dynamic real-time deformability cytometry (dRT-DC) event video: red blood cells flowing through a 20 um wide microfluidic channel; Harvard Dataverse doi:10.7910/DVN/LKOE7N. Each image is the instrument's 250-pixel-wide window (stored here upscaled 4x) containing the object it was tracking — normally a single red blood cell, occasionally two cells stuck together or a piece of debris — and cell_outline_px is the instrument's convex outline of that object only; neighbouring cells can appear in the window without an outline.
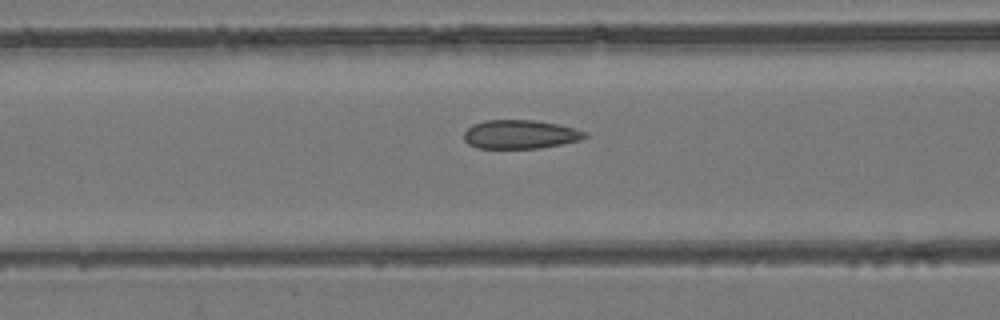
{"species": "common noctule bat (a hibernating species)", "species_latin": "Nyctalus noctula", "temperature_condition": "room temperature", "stored_images_in_passage": 33, "camera_frame_rate_fps": 3000, "um_per_image_px": 0.085, "animal": {"sex": "female", "body_mass_g": 24.6, "forearm_length_mm": 56.2}, "frame": {"image": 1, "passage_image": 18, "time_ms": 5.667, "image_size_px": [1000, 320], "cell_outline_px": [[588, 136], [580, 140], [540, 148], [476, 148], [468, 144], [464, 140], [464, 132], [472, 124], [484, 120], [536, 120], [560, 124], [576, 128], [588, 132]], "centroid_in_image_um": [44.23, 11.41], "position_along_channel_um": 122.4, "area_um2": 20.52}}
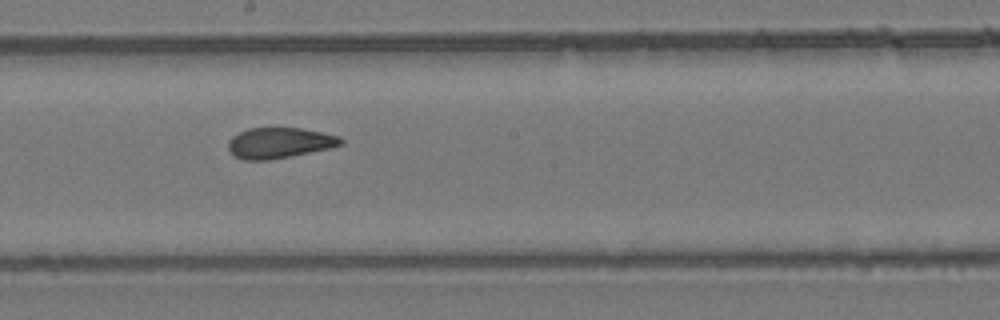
{"frame": {"image": 2, "passage_image": 26, "time_ms": 8.333, "image_size_px": [1000, 320], "cell_outline_px": [[344, 144], [328, 148], [292, 156], [268, 160], [244, 160], [236, 156], [228, 148], [228, 140], [232, 136], [248, 128], [300, 128], [340, 136], [344, 140]], "centroid_in_image_um": [23.75, 12.14], "position_along_channel_um": 224.4, "area_um2": 20.0}}
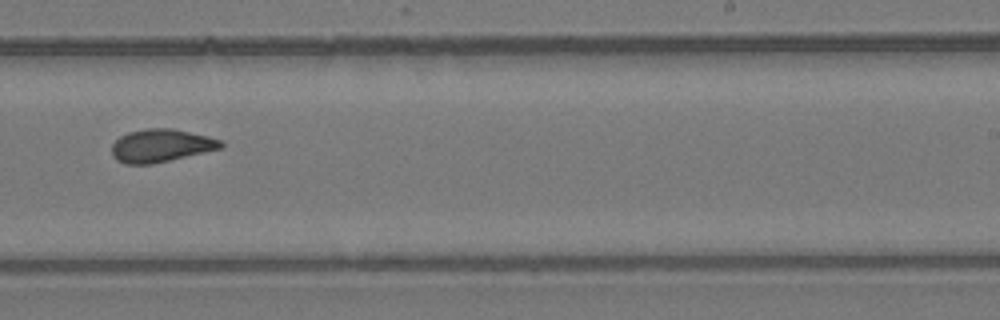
{"frame": {"image": 3, "passage_image": 30, "time_ms": 9.667, "image_size_px": [1000, 320], "cell_outline_px": [[224, 144], [220, 148], [152, 164], [124, 164], [116, 160], [112, 156], [112, 144], [120, 136], [128, 132], [148, 128], [172, 128], [208, 136], [220, 140]], "centroid_in_image_um": [13.63, 12.37], "position_along_channel_um": 275.4, "area_um2": 20.75}}